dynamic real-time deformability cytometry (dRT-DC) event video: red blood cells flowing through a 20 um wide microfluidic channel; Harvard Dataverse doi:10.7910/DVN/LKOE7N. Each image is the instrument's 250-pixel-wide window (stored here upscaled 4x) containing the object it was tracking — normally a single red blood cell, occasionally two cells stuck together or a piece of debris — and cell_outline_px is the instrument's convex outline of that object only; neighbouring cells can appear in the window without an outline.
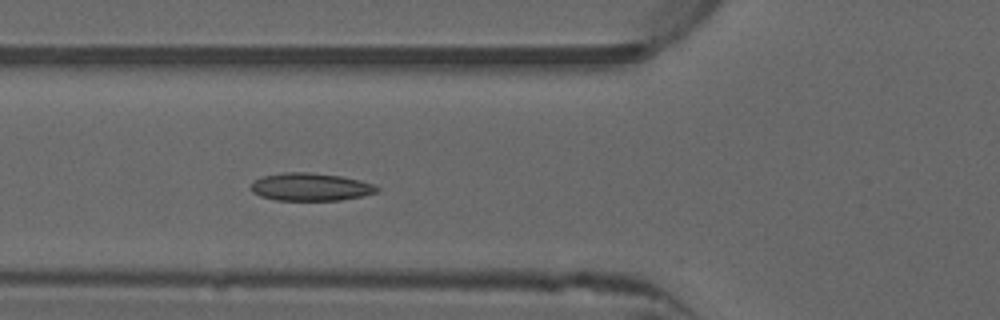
{"species": "common noctule bat (a hibernating species)", "species_latin": "Nyctalus noctula", "temperature_condition": "warm", "stored_images_in_passage": 50, "camera_frame_rate_fps": 3000, "um_per_image_px": 0.085, "animal": {"sex": "male", "forearm_length_mm": 52.5}, "frame": {"image": 1, "passage_image": 17, "time_ms": 5.333, "image_size_px": [1000, 320], "cell_outline_px": [[380, 188], [376, 192], [360, 196], [340, 200], [276, 200], [260, 196], [252, 192], [252, 180], [260, 176], [284, 172], [308, 172], [340, 176], [360, 180], [376, 184]], "centroid_in_image_um": [26.37, 15.88], "position_along_channel_um": 99.4, "area_um2": 20.46}}
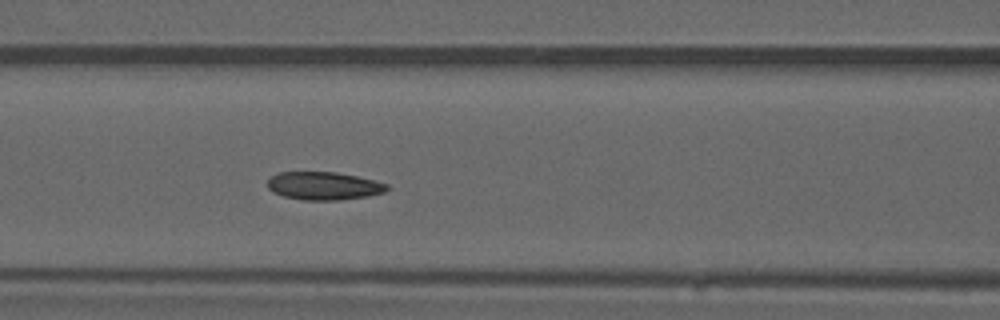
{"frame": {"image": 2, "passage_image": 20, "time_ms": 6.333, "image_size_px": [1000, 320], "cell_outline_px": [[388, 188], [384, 192], [368, 196], [340, 200], [304, 200], [284, 196], [272, 192], [268, 188], [268, 180], [272, 176], [280, 172], [336, 172], [356, 176], [388, 184]], "centroid_in_image_um": [27.51, 15.8], "position_along_channel_um": 139.1, "area_um2": 19.36}}
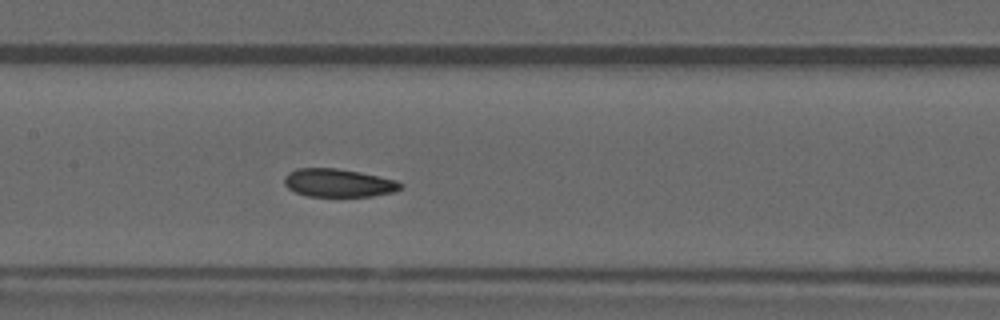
{"frame": {"image": 3, "passage_image": 23, "time_ms": 7.333, "image_size_px": [1000, 320], "cell_outline_px": [[404, 184], [400, 188], [392, 192], [372, 196], [308, 196], [296, 192], [288, 188], [284, 184], [284, 176], [288, 172], [296, 168], [336, 168], [360, 172], [396, 180]], "centroid_in_image_um": [28.73, 15.54], "position_along_channel_um": 178.7, "area_um2": 19.02}, "authors_computed_cell_mechanics": {"area_um2": 19.6809, "velocity_mm_per_s": 3.955, "shape_relaxation_time_tau1_ms": 5.0916, "shape_relaxation_time_tau2_ms": 2.248, "deformation_change_tau1": 0.1375, "deformation_change_tau2": 0.0829}}